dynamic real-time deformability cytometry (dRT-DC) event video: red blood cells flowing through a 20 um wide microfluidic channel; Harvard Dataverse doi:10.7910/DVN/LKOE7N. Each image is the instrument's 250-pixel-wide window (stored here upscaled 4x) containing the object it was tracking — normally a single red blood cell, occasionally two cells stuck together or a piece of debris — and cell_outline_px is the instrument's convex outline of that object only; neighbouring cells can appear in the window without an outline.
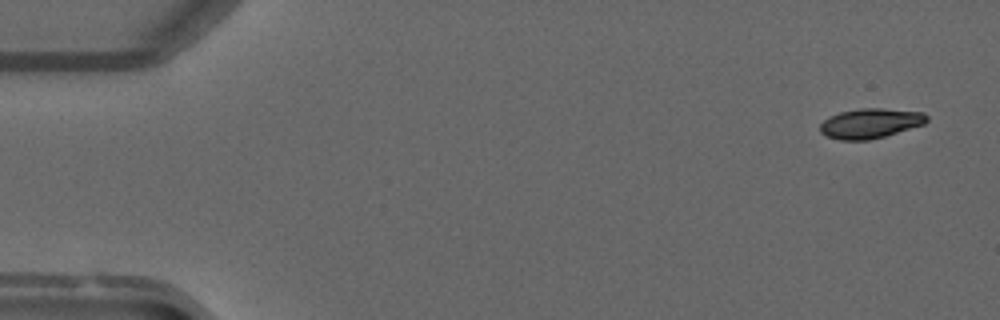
{"species": "common noctule bat (a hibernating species)", "species_latin": "Nyctalus noctula", "temperature_condition": "warm", "stored_images_in_passage": 51, "camera_frame_rate_fps": 3000, "um_per_image_px": 0.085, "animal": {"sex": "male", "forearm_length_mm": 52.5}, "frame": {"image": 1, "passage_image": 3, "time_ms": 0.667, "image_size_px": [1000, 320], "cell_outline_px": [[928, 120], [924, 124], [884, 136], [868, 140], [840, 140], [824, 136], [820, 132], [820, 124], [828, 116], [840, 112], [860, 108], [880, 108], [924, 112], [928, 116]], "centroid_in_image_um": [73.95, 10.48], "position_along_channel_um": 11.1, "area_um2": 18.61}}
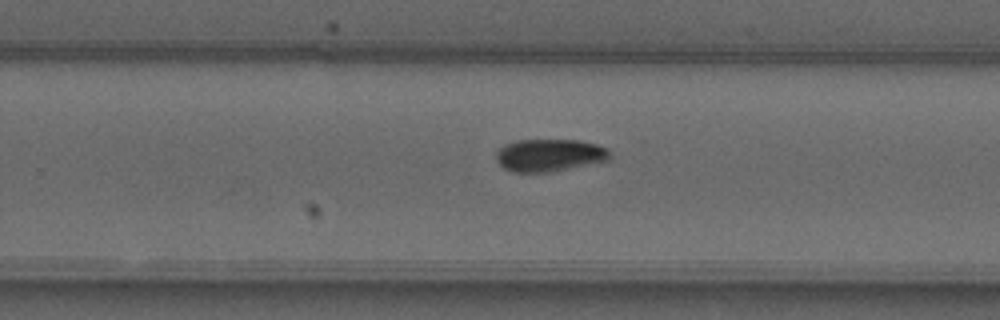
{"frame": {"image": 2, "passage_image": 33, "time_ms": 10.667, "image_size_px": [1000, 320], "cell_outline_px": [[608, 160], [552, 172], [512, 172], [504, 168], [496, 160], [496, 152], [504, 144], [516, 140], [576, 140], [596, 144], [608, 148]], "centroid_in_image_um": [46.66, 13.19], "position_along_channel_um": 283.1, "area_um2": 21.44}}
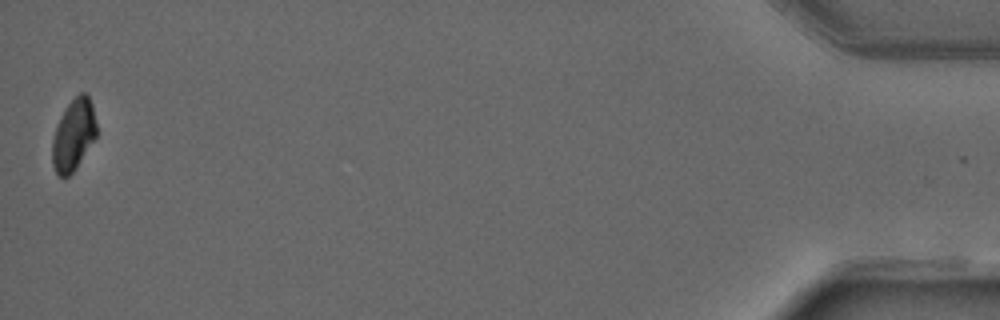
{"frame": {"image": 3, "passage_image": 51, "time_ms": 16.667, "image_size_px": [1000, 320], "cell_outline_px": [[96, 136], [76, 168], [68, 176], [60, 176], [56, 172], [52, 164], [52, 140], [56, 128], [68, 104], [80, 92], [84, 92], [88, 96], [92, 104], [96, 124]], "centroid_in_image_um": [6.25, 11.47], "position_along_channel_um": 428.9, "area_um2": 17.98}, "authors_computed_cell_mechanics": {"area_um2": 20.2878, "velocity_mm_per_s": 4.0365, "shape_relaxation_time_tau1_ms": 3.7316, "shape_relaxation_time_tau2_ms": null, "deformation_change_tau1": 0.1462, "deformation_change_tau2": null}}